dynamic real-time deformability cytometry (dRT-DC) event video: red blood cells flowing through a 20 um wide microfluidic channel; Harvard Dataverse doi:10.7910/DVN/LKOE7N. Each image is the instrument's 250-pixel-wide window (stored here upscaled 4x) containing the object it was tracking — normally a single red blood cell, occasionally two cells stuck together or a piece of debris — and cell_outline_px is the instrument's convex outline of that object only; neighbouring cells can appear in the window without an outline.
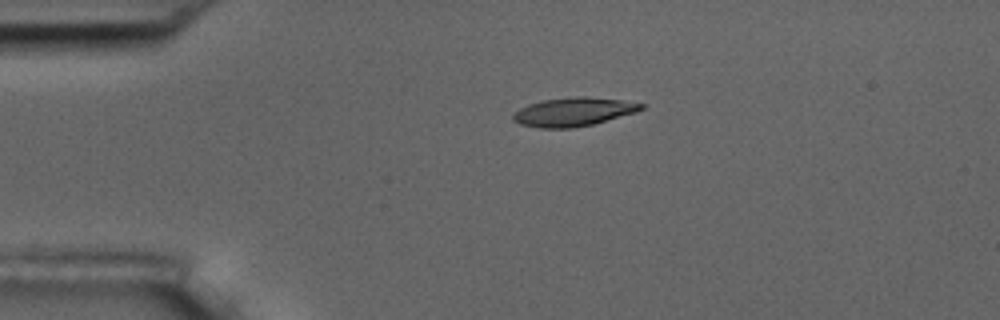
{"species": "common noctule bat (a hibernating species)", "species_latin": "Nyctalus noctula", "temperature_condition": "room temperature", "stored_images_in_passage": 5, "camera_frame_rate_fps": 3000, "um_per_image_px": 0.085, "animal": {"sex": "male", "body_mass_g": 17.5, "forearm_length_mm": 52.3}, "frame": {"image": 1, "passage_image": 4, "time_ms": 3.333, "image_size_px": [1000, 320], "cell_outline_px": [[644, 108], [636, 112], [592, 124], [572, 128], [540, 128], [520, 124], [512, 120], [512, 116], [520, 108], [528, 104], [540, 100], [576, 96], [584, 96], [620, 100], [644, 104]], "centroid_in_image_um": [48.71, 9.5], "position_along_channel_um": 36.3, "area_um2": 21.27}}